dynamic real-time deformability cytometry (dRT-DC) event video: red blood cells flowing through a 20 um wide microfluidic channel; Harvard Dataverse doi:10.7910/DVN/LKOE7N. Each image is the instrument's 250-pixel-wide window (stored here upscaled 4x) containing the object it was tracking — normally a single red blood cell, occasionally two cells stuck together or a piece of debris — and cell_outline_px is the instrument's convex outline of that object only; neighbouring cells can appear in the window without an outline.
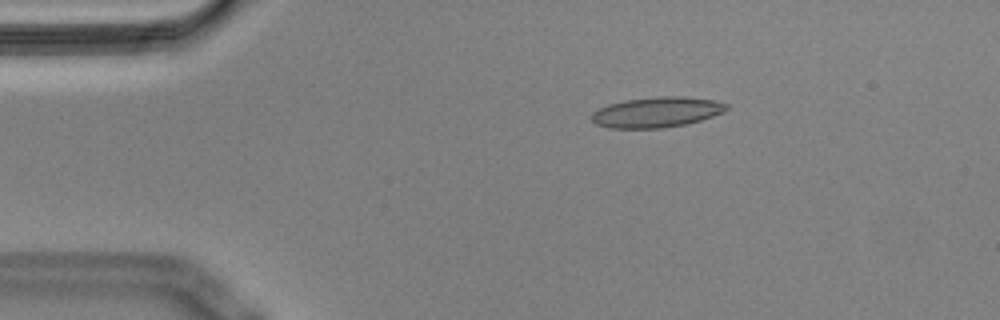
{"species": "Egyptian fruit bat (a non-hibernating species)", "species_latin": "Rousettus aegyptiacus", "temperature_condition": "cold", "stored_images_in_passage": 55, "camera_frame_rate_fps": 3000, "um_per_image_px": 0.085, "animal": {"sex": "male"}, "frame": {"image": 1, "passage_image": 9, "time_ms": 2.667, "image_size_px": [1000, 320], "cell_outline_px": [[728, 108], [724, 112], [688, 124], [664, 128], [608, 128], [596, 124], [588, 116], [592, 112], [608, 104], [624, 100], [656, 96], [684, 96], [712, 100], [728, 104]], "centroid_in_image_um": [55.79, 9.53], "position_along_channel_um": 29.2, "area_um2": 24.1}}
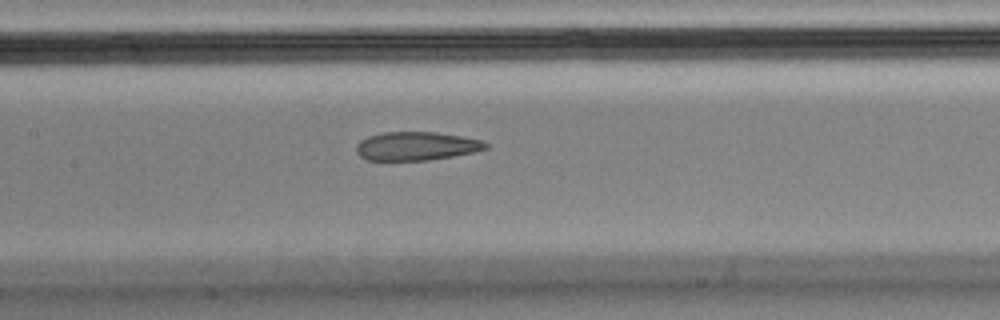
{"frame": {"image": 2, "passage_image": 25, "time_ms": 8.0, "image_size_px": [1000, 320], "cell_outline_px": [[488, 148], [476, 152], [428, 160], [368, 160], [360, 156], [356, 152], [356, 144], [360, 140], [368, 136], [384, 132], [436, 132], [460, 136], [480, 140], [488, 144]], "centroid_in_image_um": [35.37, 12.42], "position_along_channel_um": 172.0, "area_um2": 21.5}}
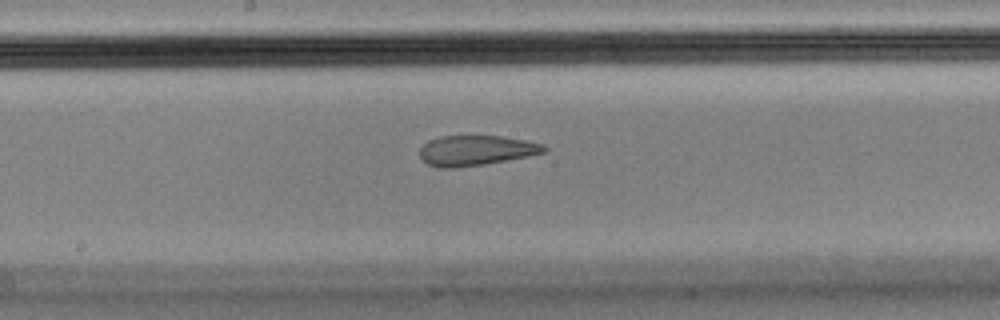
{"frame": {"image": 3, "passage_image": 28, "time_ms": 9.0, "image_size_px": [1000, 320], "cell_outline_px": [[548, 152], [528, 156], [484, 164], [456, 168], [436, 168], [428, 164], [420, 156], [420, 148], [428, 140], [440, 136], [500, 136], [524, 140], [544, 144], [548, 148]], "centroid_in_image_um": [40.47, 12.79], "position_along_channel_um": 207.7, "area_um2": 21.91}, "authors_computed_cell_mechanics": {"area_um2": 23.6402, "velocity_mm_per_s": 3.5845, "shape_relaxation_time_tau1_ms": null, "shape_relaxation_time_tau2_ms": 2.0838, "deformation_change_tau1": null, "deformation_change_tau2": 0.0892}}